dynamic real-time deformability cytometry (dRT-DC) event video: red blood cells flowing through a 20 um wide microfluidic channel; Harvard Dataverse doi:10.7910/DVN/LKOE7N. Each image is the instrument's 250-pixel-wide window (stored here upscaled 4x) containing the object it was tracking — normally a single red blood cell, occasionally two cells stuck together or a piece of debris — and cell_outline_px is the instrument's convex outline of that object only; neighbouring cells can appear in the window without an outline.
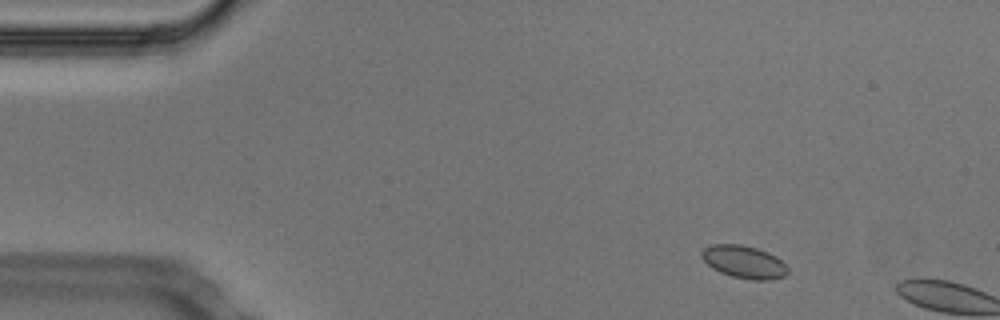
{"species": "Egyptian fruit bat (a non-hibernating species)", "species_latin": "Rousettus aegyptiacus", "temperature_condition": "cold", "stored_images_in_passage": 6, "camera_frame_rate_fps": 3000, "um_per_image_px": 0.085, "animal": {"sex": "male"}, "frame": {"image": 1, "passage_image": 4, "time_ms": 1.0, "image_size_px": [1000, 320], "cell_outline_px": [[788, 272], [784, 276], [768, 280], [752, 280], [732, 276], [720, 272], [712, 268], [700, 256], [700, 252], [704, 248], [712, 244], [740, 244], [756, 248], [768, 252], [776, 256], [788, 268]], "centroid_in_image_um": [63.22, 22.25], "position_along_channel_um": 21.8, "area_um2": 16.36}}